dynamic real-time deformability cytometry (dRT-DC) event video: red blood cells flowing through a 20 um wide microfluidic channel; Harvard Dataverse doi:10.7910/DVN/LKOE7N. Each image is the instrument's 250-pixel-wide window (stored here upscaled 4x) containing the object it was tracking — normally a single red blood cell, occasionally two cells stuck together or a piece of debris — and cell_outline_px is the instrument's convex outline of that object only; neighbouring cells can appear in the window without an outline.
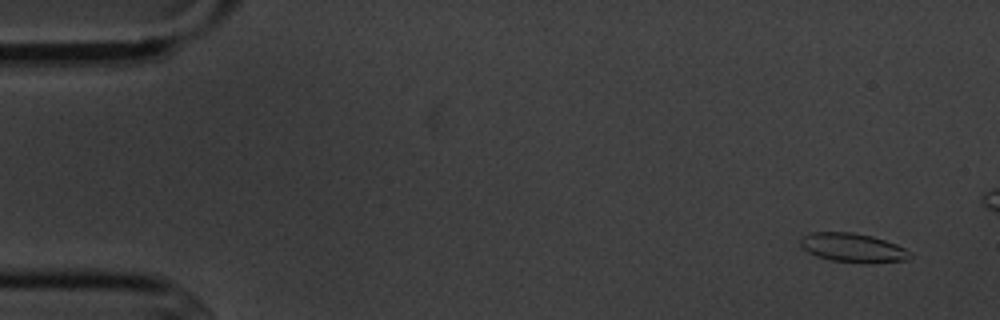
{"species": "common noctule bat (a hibernating species)", "species_latin": "Nyctalus noctula", "temperature_condition": "cold", "stored_images_in_passage": 5, "camera_frame_rate_fps": 3000, "um_per_image_px": 0.085, "animal": {"sex": "male", "body_mass_g": 20.1, "forearm_length_mm": 53.5}, "frame": {"image": 1, "passage_image": 1, "time_ms": 0.0, "image_size_px": [1000, 320], "cell_outline_px": [[912, 256], [908, 260], [864, 264], [832, 260], [816, 256], [808, 252], [800, 244], [800, 240], [804, 236], [812, 232], [852, 232], [872, 236], [896, 244], [904, 248]], "centroid_in_image_um": [72.5, 21.07], "position_along_channel_um": 12.5, "area_um2": 18.5}}